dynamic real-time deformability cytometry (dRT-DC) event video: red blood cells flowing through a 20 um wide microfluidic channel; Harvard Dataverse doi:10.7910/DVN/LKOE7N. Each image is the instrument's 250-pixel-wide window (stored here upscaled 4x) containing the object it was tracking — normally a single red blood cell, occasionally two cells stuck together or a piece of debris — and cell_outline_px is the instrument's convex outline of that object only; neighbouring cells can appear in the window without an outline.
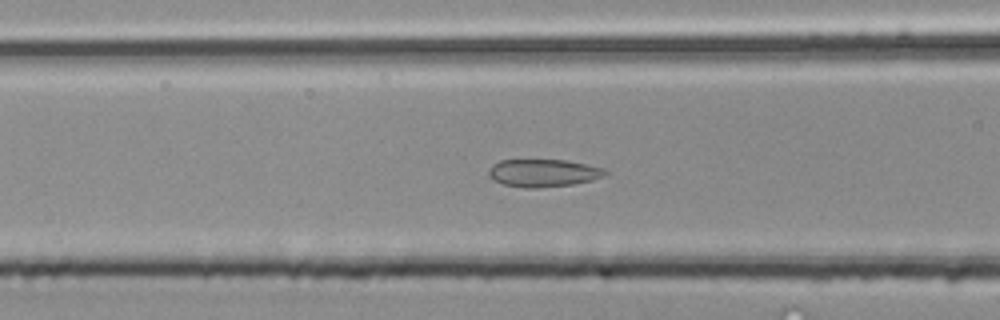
{"species": "common noctule bat (a hibernating species)", "species_latin": "Nyctalus noctula", "temperature_condition": "room temperature", "stored_images_in_passage": 51, "segment_of_instrument_passage": [2, 2], "camera_frame_rate_fps": 3000, "um_per_image_px": 0.085, "animal": {"sex": "male", "body_mass_g": 20.4}, "frame": {"image": 1, "passage_image": 21, "time_ms": 6.667, "image_size_px": [1000, 320], "cell_outline_px": [[608, 172], [604, 176], [592, 180], [572, 184], [536, 188], [524, 188], [504, 184], [488, 176], [488, 168], [492, 164], [500, 160], [564, 160], [604, 168]], "centroid_in_image_um": [46.15, 14.7], "position_along_channel_um": 120.4, "area_um2": 18.67}}
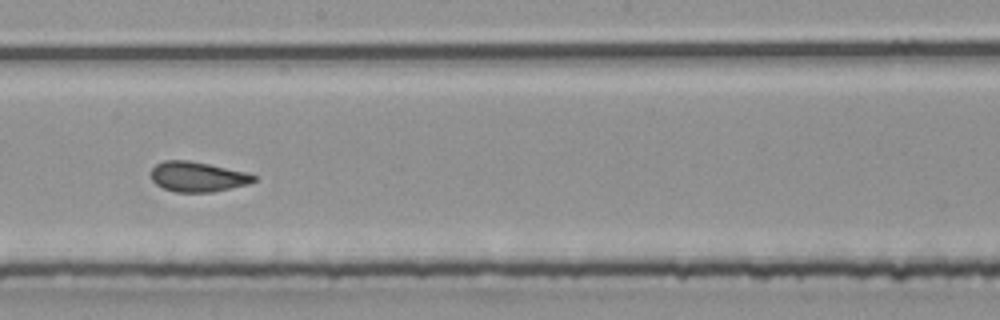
{"frame": {"image": 2, "passage_image": 29, "time_ms": 9.333, "image_size_px": [1000, 320], "cell_outline_px": [[256, 180], [248, 184], [212, 192], [176, 192], [164, 188], [156, 184], [152, 180], [152, 168], [156, 164], [164, 160], [188, 160], [248, 172], [256, 176]], "centroid_in_image_um": [16.81, 15.02], "position_along_channel_um": 231.4, "area_um2": 17.92}}
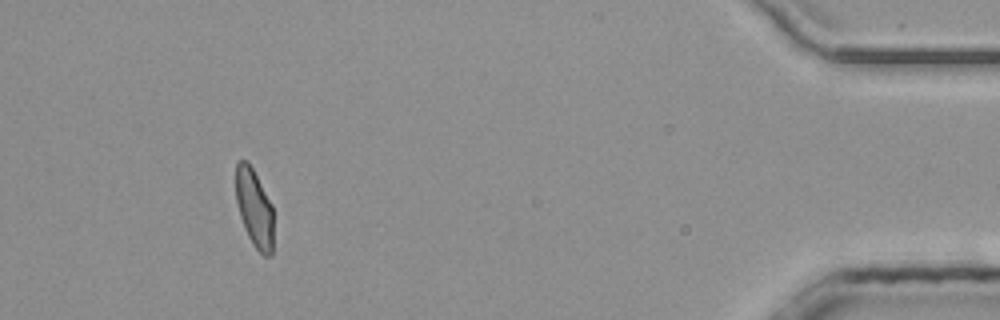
{"frame": {"image": 3, "passage_image": 47, "time_ms": 15.333, "image_size_px": [1000, 320], "cell_outline_px": [[272, 256], [264, 256], [252, 244], [244, 228], [240, 216], [236, 200], [236, 164], [240, 160], [248, 160], [272, 204]], "centroid_in_image_um": [21.61, 17.68], "position_along_channel_um": 413.6, "area_um2": 17.05}}